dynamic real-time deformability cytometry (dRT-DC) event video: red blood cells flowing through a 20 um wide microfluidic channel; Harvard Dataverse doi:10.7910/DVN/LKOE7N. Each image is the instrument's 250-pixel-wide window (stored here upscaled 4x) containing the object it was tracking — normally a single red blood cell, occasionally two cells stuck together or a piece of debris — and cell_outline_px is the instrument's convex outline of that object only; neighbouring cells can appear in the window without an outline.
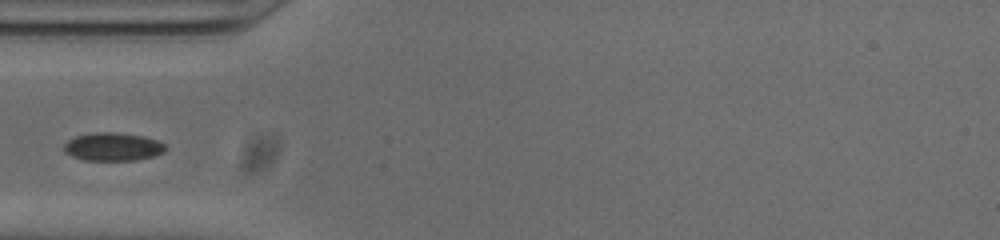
{"species": "common noctule bat (a hibernating species)", "species_latin": "Nyctalus noctula", "temperature_condition": "cold", "stored_images_in_passage": 38, "camera_frame_rate_fps": 3000, "um_per_image_px": 0.085, "animal": {"sex": "male", "body_mass_g": 20.0, "forearm_length_mm": 53.3}, "frame": {"image": 1, "passage_image": 1, "time_ms": 0.0, "image_size_px": [1000, 240], "cell_outline_px": [[164, 152], [152, 156], [136, 160], [84, 160], [72, 156], [64, 152], [64, 144], [68, 140], [76, 136], [96, 132], [112, 132], [144, 136], [156, 140], [164, 144]], "centroid_in_image_um": [9.56, 12.47], "position_along_channel_um": 75.4, "area_um2": 16.47}}
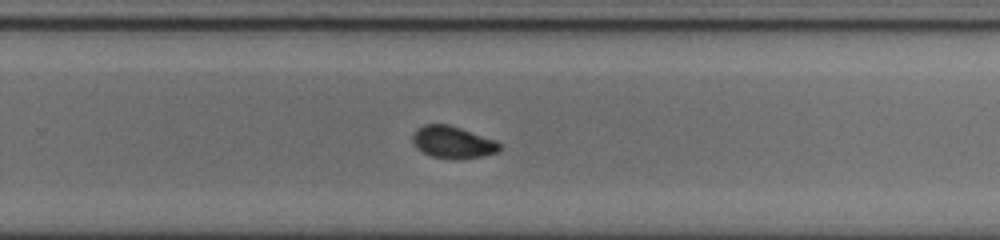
{"frame": {"image": 2, "passage_image": 18, "time_ms": 5.667, "image_size_px": [1000, 240], "cell_outline_px": [[500, 148], [496, 152], [480, 156], [456, 160], [432, 156], [416, 148], [412, 140], [412, 136], [416, 128], [424, 124], [448, 124], [496, 140], [500, 144]], "centroid_in_image_um": [38.45, 12.08], "position_along_channel_um": 291.4, "area_um2": 16.18}}
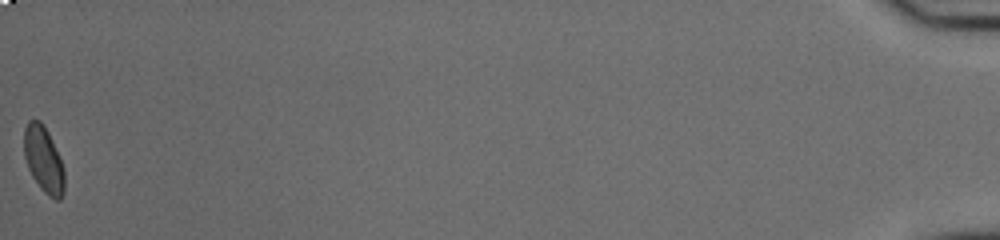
{"frame": {"image": 3, "passage_image": 38, "time_ms": 12.333, "image_size_px": [1000, 240], "cell_outline_px": [[64, 192], [60, 200], [56, 200], [48, 196], [40, 188], [32, 176], [28, 168], [24, 156], [24, 128], [28, 120], [40, 120], [44, 124], [60, 156], [64, 168]], "centroid_in_image_um": [3.71, 13.56], "position_along_channel_um": 431.5, "area_um2": 15.78}}